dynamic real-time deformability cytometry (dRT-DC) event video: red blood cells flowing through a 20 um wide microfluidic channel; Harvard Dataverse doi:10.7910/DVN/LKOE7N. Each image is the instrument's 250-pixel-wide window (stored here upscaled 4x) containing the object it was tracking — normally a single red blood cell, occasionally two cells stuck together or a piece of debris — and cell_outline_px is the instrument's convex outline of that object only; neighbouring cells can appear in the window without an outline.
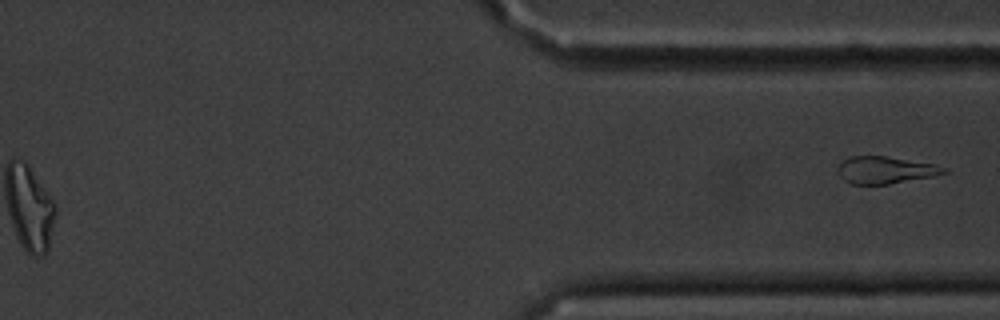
{"species": "common noctule bat (a hibernating species)", "species_latin": "Nyctalus noctula", "temperature_condition": "cold", "stored_images_in_passage": 13, "segment_of_instrument_passage": [2, 2], "camera_frame_rate_fps": 3000, "um_per_image_px": 0.085, "animal": {"sex": "male", "body_mass_g": 20.1, "forearm_length_mm": 53.5}, "frame": {"image": 1, "passage_image": 13, "time_ms": 15.667, "image_size_px": [1000, 320], "cell_outline_px": [[948, 172], [932, 176], [888, 184], [848, 184], [840, 176], [840, 164], [844, 160], [852, 156], [884, 156], [932, 164], [948, 168]], "centroid_in_image_um": [75.26, 14.46], "position_along_channel_um": 336.1, "area_um2": 16.36}}